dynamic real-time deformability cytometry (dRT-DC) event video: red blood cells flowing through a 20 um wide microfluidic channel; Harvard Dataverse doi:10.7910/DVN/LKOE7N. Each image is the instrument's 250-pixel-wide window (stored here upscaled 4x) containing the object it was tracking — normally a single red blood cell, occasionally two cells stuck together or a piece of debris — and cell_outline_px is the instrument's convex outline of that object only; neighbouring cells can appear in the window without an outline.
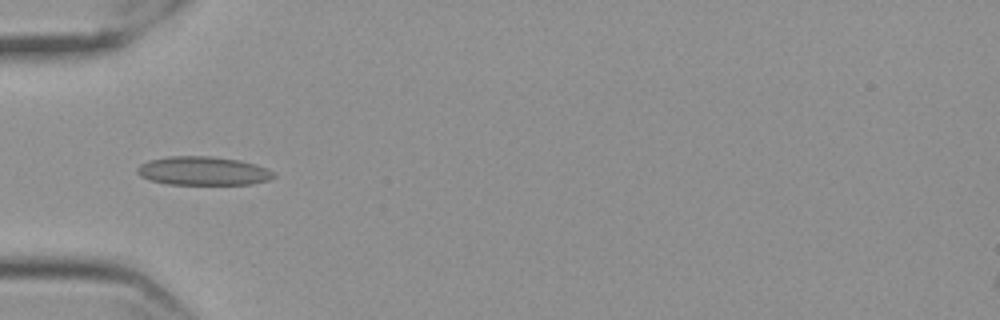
{"species": "Egyptian fruit bat (a non-hibernating species)", "species_latin": "Rousettus aegyptiacus", "temperature_condition": "cold", "stored_images_in_passage": 39, "camera_frame_rate_fps": 3000, "um_per_image_px": 0.085, "frame": {"image": 1, "passage_image": 1, "time_ms": 0.0, "image_size_px": [1000, 320], "cell_outline_px": [[276, 176], [268, 180], [252, 184], [168, 184], [148, 180], [140, 176], [136, 172], [136, 168], [140, 164], [148, 160], [168, 156], [212, 156], [240, 160], [256, 164], [268, 168], [276, 172]], "centroid_in_image_um": [17.27, 14.52], "position_along_channel_um": 67.7, "area_um2": 23.12}}
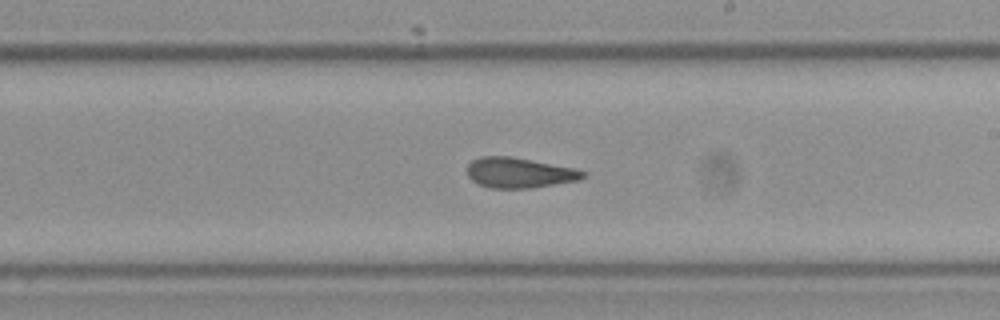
{"frame": {"image": 2, "passage_image": 16, "time_ms": 5.0, "image_size_px": [1000, 320], "cell_outline_px": [[588, 172], [580, 180], [528, 188], [492, 188], [480, 184], [472, 180], [468, 176], [468, 164], [472, 160], [480, 156], [512, 156], [572, 168]], "centroid_in_image_um": [44.13, 14.67], "position_along_channel_um": 244.9, "area_um2": 20.23}}
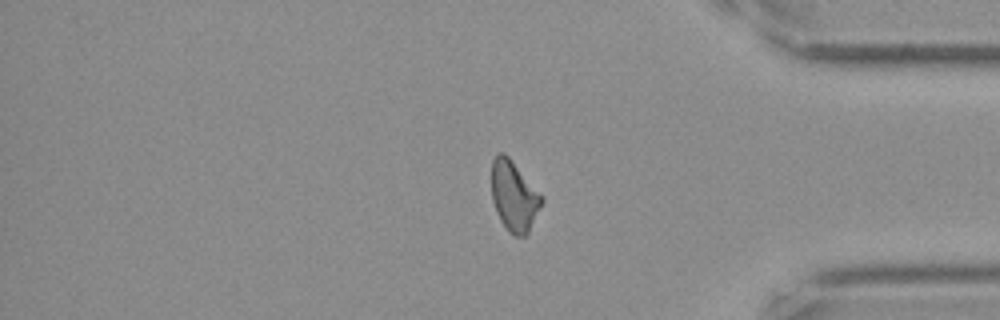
{"frame": {"image": 3, "passage_image": 30, "time_ms": 9.667, "image_size_px": [1000, 320], "cell_outline_px": [[544, 200], [528, 232], [524, 236], [516, 236], [508, 232], [500, 220], [496, 212], [492, 200], [492, 160], [500, 152], [504, 152], [508, 156], [544, 196]], "centroid_in_image_um": [43.7, 16.67], "position_along_channel_um": 391.5, "area_um2": 20.52}, "authors_computed_cell_mechanics": {"area_um2": 20.5768, "velocity_mm_per_s": 3.5491, "shape_relaxation_time_tau1_ms": null, "shape_relaxation_time_tau2_ms": 2.5347, "deformation_change_tau1": null, "deformation_change_tau2": 0.0901}}